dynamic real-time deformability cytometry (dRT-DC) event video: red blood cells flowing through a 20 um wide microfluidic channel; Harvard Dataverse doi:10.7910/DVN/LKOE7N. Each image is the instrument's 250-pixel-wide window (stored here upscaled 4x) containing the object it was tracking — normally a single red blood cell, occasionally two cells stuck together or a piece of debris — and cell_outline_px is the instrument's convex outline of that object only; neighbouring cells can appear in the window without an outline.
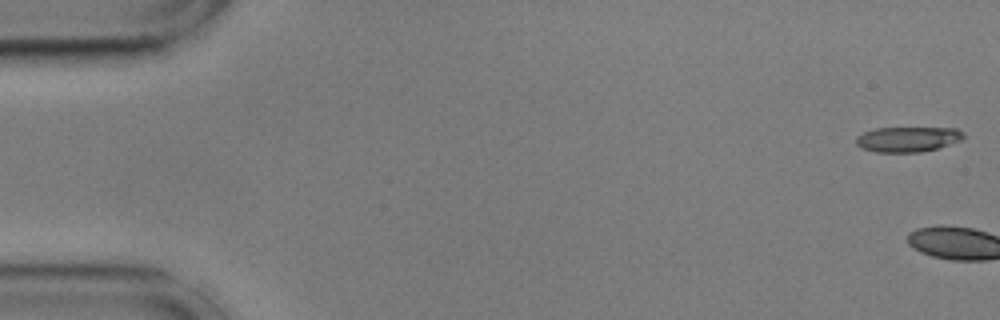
{"species": "common noctule bat (a hibernating species)", "species_latin": "Nyctalus noctula", "temperature_condition": "cold", "stored_images_in_passage": 3, "camera_frame_rate_fps": 3000, "um_per_image_px": 0.085, "animal": {"sex": "male", "body_mass_g": 17.9, "forearm_length_mm": 54.2}, "frame": {"image": 1, "passage_image": 1, "time_ms": 0.0, "image_size_px": [1000, 320], "cell_outline_px": [[964, 136], [960, 140], [936, 148], [920, 152], [876, 152], [864, 148], [856, 144], [856, 136], [864, 132], [876, 128], [956, 128], [964, 132]], "centroid_in_image_um": [77.14, 11.82], "position_along_channel_um": 7.9, "area_um2": 15.55}}